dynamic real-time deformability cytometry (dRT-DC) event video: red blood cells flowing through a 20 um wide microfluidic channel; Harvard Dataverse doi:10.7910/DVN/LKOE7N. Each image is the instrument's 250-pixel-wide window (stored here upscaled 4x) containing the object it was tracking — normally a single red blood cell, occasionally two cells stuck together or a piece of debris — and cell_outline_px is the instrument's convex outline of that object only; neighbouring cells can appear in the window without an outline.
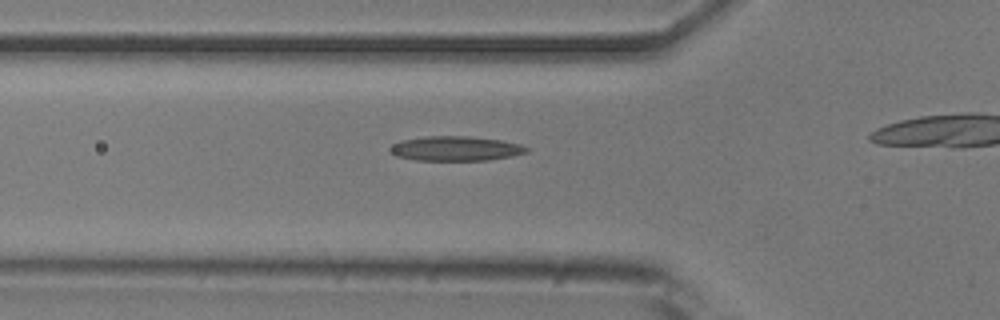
{"species": "common noctule bat (a hibernating species)", "species_latin": "Nyctalus noctula", "temperature_condition": "room temperature", "stored_images_in_passage": 17, "camera_frame_rate_fps": 3000, "um_per_image_px": 0.085, "animal": {"sex": "male", "body_mass_g": 20.5, "forearm_length_mm": 52.5}, "frame": {"image": 1, "passage_image": 12, "time_ms": 3.667, "image_size_px": [1000, 320], "cell_outline_px": [[532, 148], [528, 152], [512, 156], [488, 160], [416, 160], [396, 156], [388, 152], [388, 148], [392, 144], [400, 140], [424, 136], [468, 136], [500, 140], [520, 144]], "centroid_in_image_um": [38.7, 12.62], "position_along_channel_um": 87.1, "area_um2": 19.83}}
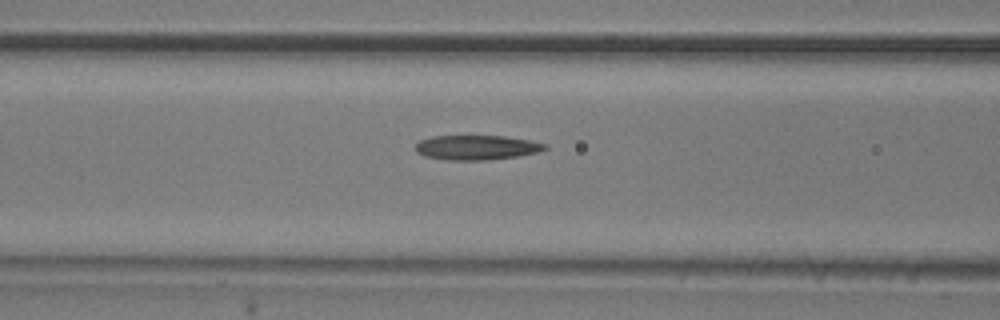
{"frame": {"image": 2, "passage_image": 15, "time_ms": 4.667, "image_size_px": [1000, 320], "cell_outline_px": [[548, 148], [540, 152], [516, 156], [488, 160], [448, 160], [424, 156], [416, 152], [416, 144], [420, 140], [432, 136], [504, 136], [532, 140], [548, 144]], "centroid_in_image_um": [40.55, 12.53], "position_along_channel_um": 126.0, "area_um2": 18.73}}